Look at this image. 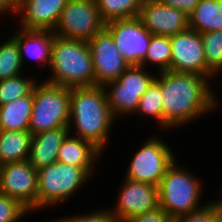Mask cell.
<instances>
[{
  "label": "cell",
  "instance_id": "1f68e13d",
  "mask_svg": "<svg viewBox=\"0 0 222 222\" xmlns=\"http://www.w3.org/2000/svg\"><path fill=\"white\" fill-rule=\"evenodd\" d=\"M122 222H172V218L160 206L141 215L123 220Z\"/></svg>",
  "mask_w": 222,
  "mask_h": 222
},
{
  "label": "cell",
  "instance_id": "ffe728a7",
  "mask_svg": "<svg viewBox=\"0 0 222 222\" xmlns=\"http://www.w3.org/2000/svg\"><path fill=\"white\" fill-rule=\"evenodd\" d=\"M33 92L0 106V130L29 131Z\"/></svg>",
  "mask_w": 222,
  "mask_h": 222
},
{
  "label": "cell",
  "instance_id": "9c48e42d",
  "mask_svg": "<svg viewBox=\"0 0 222 222\" xmlns=\"http://www.w3.org/2000/svg\"><path fill=\"white\" fill-rule=\"evenodd\" d=\"M105 24L96 0H68L53 32L61 38L89 41Z\"/></svg>",
  "mask_w": 222,
  "mask_h": 222
},
{
  "label": "cell",
  "instance_id": "30bf717a",
  "mask_svg": "<svg viewBox=\"0 0 222 222\" xmlns=\"http://www.w3.org/2000/svg\"><path fill=\"white\" fill-rule=\"evenodd\" d=\"M37 170L28 159L0 166V193L19 201L30 213H37Z\"/></svg>",
  "mask_w": 222,
  "mask_h": 222
},
{
  "label": "cell",
  "instance_id": "4316f807",
  "mask_svg": "<svg viewBox=\"0 0 222 222\" xmlns=\"http://www.w3.org/2000/svg\"><path fill=\"white\" fill-rule=\"evenodd\" d=\"M135 114L144 117H152L157 126L163 131V105L160 85L154 80L147 91L141 96L139 106Z\"/></svg>",
  "mask_w": 222,
  "mask_h": 222
},
{
  "label": "cell",
  "instance_id": "ba28073f",
  "mask_svg": "<svg viewBox=\"0 0 222 222\" xmlns=\"http://www.w3.org/2000/svg\"><path fill=\"white\" fill-rule=\"evenodd\" d=\"M139 150L132 156L124 177L136 182L159 186L169 167L176 161L168 142L158 135L144 140Z\"/></svg>",
  "mask_w": 222,
  "mask_h": 222
},
{
  "label": "cell",
  "instance_id": "d590c367",
  "mask_svg": "<svg viewBox=\"0 0 222 222\" xmlns=\"http://www.w3.org/2000/svg\"><path fill=\"white\" fill-rule=\"evenodd\" d=\"M215 201L219 204V205H221L222 206V198H219V199H215Z\"/></svg>",
  "mask_w": 222,
  "mask_h": 222
},
{
  "label": "cell",
  "instance_id": "6da1fadb",
  "mask_svg": "<svg viewBox=\"0 0 222 222\" xmlns=\"http://www.w3.org/2000/svg\"><path fill=\"white\" fill-rule=\"evenodd\" d=\"M157 74L155 81L162 95L163 131L193 123L220 106L208 77L170 70Z\"/></svg>",
  "mask_w": 222,
  "mask_h": 222
},
{
  "label": "cell",
  "instance_id": "8d00e7d4",
  "mask_svg": "<svg viewBox=\"0 0 222 222\" xmlns=\"http://www.w3.org/2000/svg\"><path fill=\"white\" fill-rule=\"evenodd\" d=\"M142 2H146V1H154V0H141Z\"/></svg>",
  "mask_w": 222,
  "mask_h": 222
},
{
  "label": "cell",
  "instance_id": "836d02e7",
  "mask_svg": "<svg viewBox=\"0 0 222 222\" xmlns=\"http://www.w3.org/2000/svg\"><path fill=\"white\" fill-rule=\"evenodd\" d=\"M1 14L5 17L6 14H17V0H0V17Z\"/></svg>",
  "mask_w": 222,
  "mask_h": 222
},
{
  "label": "cell",
  "instance_id": "52a82bcc",
  "mask_svg": "<svg viewBox=\"0 0 222 222\" xmlns=\"http://www.w3.org/2000/svg\"><path fill=\"white\" fill-rule=\"evenodd\" d=\"M140 65H130L117 80L108 82L104 88L109 107L116 119L135 116L141 96L155 80L156 74Z\"/></svg>",
  "mask_w": 222,
  "mask_h": 222
},
{
  "label": "cell",
  "instance_id": "277c9868",
  "mask_svg": "<svg viewBox=\"0 0 222 222\" xmlns=\"http://www.w3.org/2000/svg\"><path fill=\"white\" fill-rule=\"evenodd\" d=\"M176 161L169 167L158 186L159 206L172 219L197 211L207 204L205 202L199 205L203 194L202 181Z\"/></svg>",
  "mask_w": 222,
  "mask_h": 222
},
{
  "label": "cell",
  "instance_id": "cb8c5ba5",
  "mask_svg": "<svg viewBox=\"0 0 222 222\" xmlns=\"http://www.w3.org/2000/svg\"><path fill=\"white\" fill-rule=\"evenodd\" d=\"M201 36L206 61V77L213 80L222 75V30L201 33Z\"/></svg>",
  "mask_w": 222,
  "mask_h": 222
},
{
  "label": "cell",
  "instance_id": "9a60e30c",
  "mask_svg": "<svg viewBox=\"0 0 222 222\" xmlns=\"http://www.w3.org/2000/svg\"><path fill=\"white\" fill-rule=\"evenodd\" d=\"M138 18L155 35L173 36L189 28V17L181 10L171 8L160 0L142 3Z\"/></svg>",
  "mask_w": 222,
  "mask_h": 222
},
{
  "label": "cell",
  "instance_id": "484cf974",
  "mask_svg": "<svg viewBox=\"0 0 222 222\" xmlns=\"http://www.w3.org/2000/svg\"><path fill=\"white\" fill-rule=\"evenodd\" d=\"M0 43V81L23 74L17 40L11 35Z\"/></svg>",
  "mask_w": 222,
  "mask_h": 222
},
{
  "label": "cell",
  "instance_id": "603a6c76",
  "mask_svg": "<svg viewBox=\"0 0 222 222\" xmlns=\"http://www.w3.org/2000/svg\"><path fill=\"white\" fill-rule=\"evenodd\" d=\"M172 61V46L169 36L151 35L150 44L146 55L141 62V66L146 69L151 66H157L156 73L169 71ZM148 64V66H147Z\"/></svg>",
  "mask_w": 222,
  "mask_h": 222
},
{
  "label": "cell",
  "instance_id": "e575fe53",
  "mask_svg": "<svg viewBox=\"0 0 222 222\" xmlns=\"http://www.w3.org/2000/svg\"><path fill=\"white\" fill-rule=\"evenodd\" d=\"M211 222H222V206L219 205L215 200H212V221Z\"/></svg>",
  "mask_w": 222,
  "mask_h": 222
},
{
  "label": "cell",
  "instance_id": "f546056e",
  "mask_svg": "<svg viewBox=\"0 0 222 222\" xmlns=\"http://www.w3.org/2000/svg\"><path fill=\"white\" fill-rule=\"evenodd\" d=\"M108 209V210H107ZM92 212H87L85 214H77L74 216L61 217L58 219L59 222H119L116 215L111 211V209L104 208L101 210H91Z\"/></svg>",
  "mask_w": 222,
  "mask_h": 222
},
{
  "label": "cell",
  "instance_id": "7402d4cb",
  "mask_svg": "<svg viewBox=\"0 0 222 222\" xmlns=\"http://www.w3.org/2000/svg\"><path fill=\"white\" fill-rule=\"evenodd\" d=\"M188 17L189 28L199 33L222 30V0H200Z\"/></svg>",
  "mask_w": 222,
  "mask_h": 222
},
{
  "label": "cell",
  "instance_id": "4fadbf2b",
  "mask_svg": "<svg viewBox=\"0 0 222 222\" xmlns=\"http://www.w3.org/2000/svg\"><path fill=\"white\" fill-rule=\"evenodd\" d=\"M116 204L111 211L119 222L154 210L159 206L158 187L124 177Z\"/></svg>",
  "mask_w": 222,
  "mask_h": 222
},
{
  "label": "cell",
  "instance_id": "44dd1931",
  "mask_svg": "<svg viewBox=\"0 0 222 222\" xmlns=\"http://www.w3.org/2000/svg\"><path fill=\"white\" fill-rule=\"evenodd\" d=\"M32 136L29 131L0 130V166L27 160Z\"/></svg>",
  "mask_w": 222,
  "mask_h": 222
},
{
  "label": "cell",
  "instance_id": "4dcf8cb0",
  "mask_svg": "<svg viewBox=\"0 0 222 222\" xmlns=\"http://www.w3.org/2000/svg\"><path fill=\"white\" fill-rule=\"evenodd\" d=\"M212 221V201L197 211L191 212L172 219V222H211Z\"/></svg>",
  "mask_w": 222,
  "mask_h": 222
},
{
  "label": "cell",
  "instance_id": "2e32d148",
  "mask_svg": "<svg viewBox=\"0 0 222 222\" xmlns=\"http://www.w3.org/2000/svg\"><path fill=\"white\" fill-rule=\"evenodd\" d=\"M68 0H17L19 28L54 31Z\"/></svg>",
  "mask_w": 222,
  "mask_h": 222
},
{
  "label": "cell",
  "instance_id": "7c38bea8",
  "mask_svg": "<svg viewBox=\"0 0 222 222\" xmlns=\"http://www.w3.org/2000/svg\"><path fill=\"white\" fill-rule=\"evenodd\" d=\"M95 72V86H105L130 66L118 51L111 34L102 30L88 41Z\"/></svg>",
  "mask_w": 222,
  "mask_h": 222
},
{
  "label": "cell",
  "instance_id": "d6a6232c",
  "mask_svg": "<svg viewBox=\"0 0 222 222\" xmlns=\"http://www.w3.org/2000/svg\"><path fill=\"white\" fill-rule=\"evenodd\" d=\"M163 4L181 10L189 16L200 3V0H160Z\"/></svg>",
  "mask_w": 222,
  "mask_h": 222
},
{
  "label": "cell",
  "instance_id": "3957f363",
  "mask_svg": "<svg viewBox=\"0 0 222 222\" xmlns=\"http://www.w3.org/2000/svg\"><path fill=\"white\" fill-rule=\"evenodd\" d=\"M47 82L64 87H94L95 72L88 41L54 35Z\"/></svg>",
  "mask_w": 222,
  "mask_h": 222
},
{
  "label": "cell",
  "instance_id": "7a4b0ae2",
  "mask_svg": "<svg viewBox=\"0 0 222 222\" xmlns=\"http://www.w3.org/2000/svg\"><path fill=\"white\" fill-rule=\"evenodd\" d=\"M115 121L104 86L71 88L68 129L71 132L73 128L74 136L91 142L105 153Z\"/></svg>",
  "mask_w": 222,
  "mask_h": 222
},
{
  "label": "cell",
  "instance_id": "d6986e66",
  "mask_svg": "<svg viewBox=\"0 0 222 222\" xmlns=\"http://www.w3.org/2000/svg\"><path fill=\"white\" fill-rule=\"evenodd\" d=\"M102 154L91 142L74 136L70 132L59 148L57 161L82 167L91 176L96 168L95 162L100 160Z\"/></svg>",
  "mask_w": 222,
  "mask_h": 222
},
{
  "label": "cell",
  "instance_id": "ac0fdd59",
  "mask_svg": "<svg viewBox=\"0 0 222 222\" xmlns=\"http://www.w3.org/2000/svg\"><path fill=\"white\" fill-rule=\"evenodd\" d=\"M69 133L68 127H59L33 135L28 158L29 163L36 170L55 163L59 148Z\"/></svg>",
  "mask_w": 222,
  "mask_h": 222
},
{
  "label": "cell",
  "instance_id": "8992f818",
  "mask_svg": "<svg viewBox=\"0 0 222 222\" xmlns=\"http://www.w3.org/2000/svg\"><path fill=\"white\" fill-rule=\"evenodd\" d=\"M37 173V211L65 203L92 178L82 167L58 161L38 169Z\"/></svg>",
  "mask_w": 222,
  "mask_h": 222
},
{
  "label": "cell",
  "instance_id": "83f0119b",
  "mask_svg": "<svg viewBox=\"0 0 222 222\" xmlns=\"http://www.w3.org/2000/svg\"><path fill=\"white\" fill-rule=\"evenodd\" d=\"M38 81L32 77L26 78L24 73L0 81V106L18 98L29 96Z\"/></svg>",
  "mask_w": 222,
  "mask_h": 222
},
{
  "label": "cell",
  "instance_id": "e0dca14e",
  "mask_svg": "<svg viewBox=\"0 0 222 222\" xmlns=\"http://www.w3.org/2000/svg\"><path fill=\"white\" fill-rule=\"evenodd\" d=\"M12 35L18 42L22 65L25 59L36 61L39 69L49 67L51 61V47L54 40V32L51 30H28L20 28ZM26 55V56H25ZM39 63V64H38Z\"/></svg>",
  "mask_w": 222,
  "mask_h": 222
},
{
  "label": "cell",
  "instance_id": "f1b7e54d",
  "mask_svg": "<svg viewBox=\"0 0 222 222\" xmlns=\"http://www.w3.org/2000/svg\"><path fill=\"white\" fill-rule=\"evenodd\" d=\"M29 212L19 201L0 193V222H20Z\"/></svg>",
  "mask_w": 222,
  "mask_h": 222
},
{
  "label": "cell",
  "instance_id": "d4e9b609",
  "mask_svg": "<svg viewBox=\"0 0 222 222\" xmlns=\"http://www.w3.org/2000/svg\"><path fill=\"white\" fill-rule=\"evenodd\" d=\"M97 8L105 23L113 20L138 17L141 0H96Z\"/></svg>",
  "mask_w": 222,
  "mask_h": 222
},
{
  "label": "cell",
  "instance_id": "5b68a950",
  "mask_svg": "<svg viewBox=\"0 0 222 222\" xmlns=\"http://www.w3.org/2000/svg\"><path fill=\"white\" fill-rule=\"evenodd\" d=\"M70 98V87L47 81L37 82L33 89V107L29 132L35 135L59 127H68L70 122Z\"/></svg>",
  "mask_w": 222,
  "mask_h": 222
},
{
  "label": "cell",
  "instance_id": "5bb4252c",
  "mask_svg": "<svg viewBox=\"0 0 222 222\" xmlns=\"http://www.w3.org/2000/svg\"><path fill=\"white\" fill-rule=\"evenodd\" d=\"M170 71L194 73L206 77V61L201 33L191 28L170 37Z\"/></svg>",
  "mask_w": 222,
  "mask_h": 222
},
{
  "label": "cell",
  "instance_id": "8fae6325",
  "mask_svg": "<svg viewBox=\"0 0 222 222\" xmlns=\"http://www.w3.org/2000/svg\"><path fill=\"white\" fill-rule=\"evenodd\" d=\"M120 54L130 65H140L150 44L151 33L138 17L113 20L105 24Z\"/></svg>",
  "mask_w": 222,
  "mask_h": 222
}]
</instances>
